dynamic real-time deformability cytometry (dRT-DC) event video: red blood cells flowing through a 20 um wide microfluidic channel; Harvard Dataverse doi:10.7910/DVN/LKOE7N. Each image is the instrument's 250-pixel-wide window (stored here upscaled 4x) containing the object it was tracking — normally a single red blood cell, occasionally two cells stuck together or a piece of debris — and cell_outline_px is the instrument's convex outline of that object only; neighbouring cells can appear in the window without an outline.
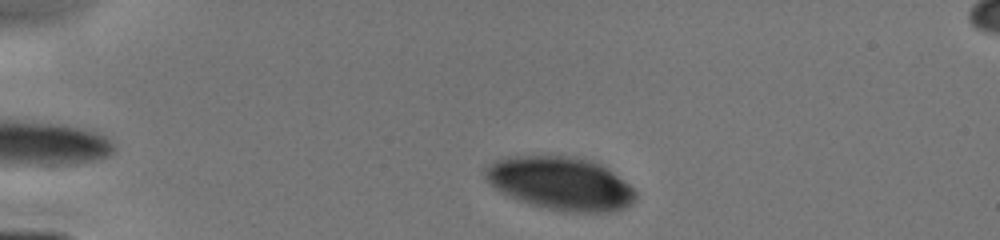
{"species": "human", "species_latin": "Homo sapiens", "temperature_condition": "cold", "stored_images_in_passage": 16, "camera_frame_rate_fps": 3000, "um_per_image_px": 0.085, "donor": {"sex": "male"}, "frame": {"image": 1, "passage_image": 3, "time_ms": 0.667, "image_size_px": [1000, 240], "cell_outline_px": [[636, 196], [624, 208], [604, 212], [568, 212], [548, 208], [532, 204], [520, 200], [496, 188], [484, 176], [484, 168], [496, 160], [508, 156], [568, 156], [588, 160], [604, 168], [628, 184], [636, 192]], "centroid_in_image_um": [47.61, 15.58], "position_along_channel_um": 37.4, "area_um2": 45.37}}
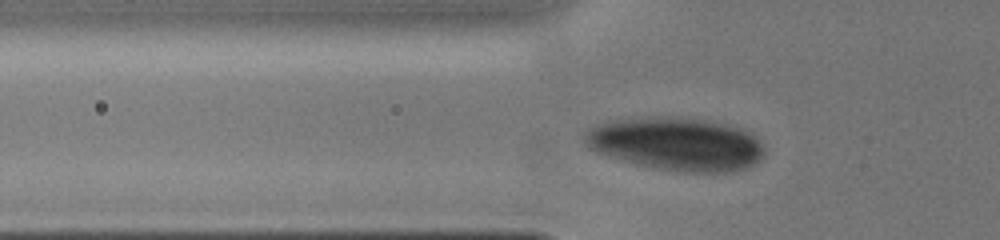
{"frame": {"image": 2, "passage_image": 12, "time_ms": 2.667, "image_size_px": [1000, 240], "cell_outline_px": [[764, 156], [760, 160], [744, 168], [728, 172], [684, 172], [656, 168], [636, 164], [596, 152], [588, 148], [584, 140], [584, 132], [588, 128], [596, 124], [608, 120], [648, 116], [688, 116], [712, 120], [744, 128], [752, 132], [760, 140], [764, 148]], "centroid_in_image_um": [57.49, 12.19], "position_along_channel_um": 68.3, "area_um2": 56.82}}
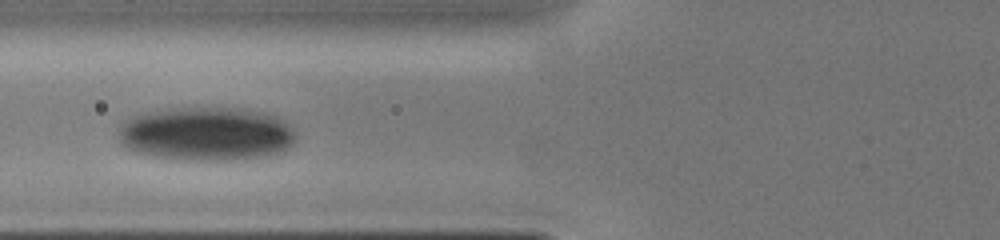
{"frame": {"image": 3, "passage_image": 15, "time_ms": 3.667, "image_size_px": [1000, 240], "cell_outline_px": [[296, 140], [284, 152], [268, 156], [244, 160], [192, 160], [156, 156], [136, 152], [120, 144], [120, 128], [124, 120], [140, 112], [168, 108], [244, 108], [268, 112], [292, 124], [296, 132]], "centroid_in_image_um": [17.62, 11.37], "position_along_channel_um": 108.2, "area_um2": 56.64}}